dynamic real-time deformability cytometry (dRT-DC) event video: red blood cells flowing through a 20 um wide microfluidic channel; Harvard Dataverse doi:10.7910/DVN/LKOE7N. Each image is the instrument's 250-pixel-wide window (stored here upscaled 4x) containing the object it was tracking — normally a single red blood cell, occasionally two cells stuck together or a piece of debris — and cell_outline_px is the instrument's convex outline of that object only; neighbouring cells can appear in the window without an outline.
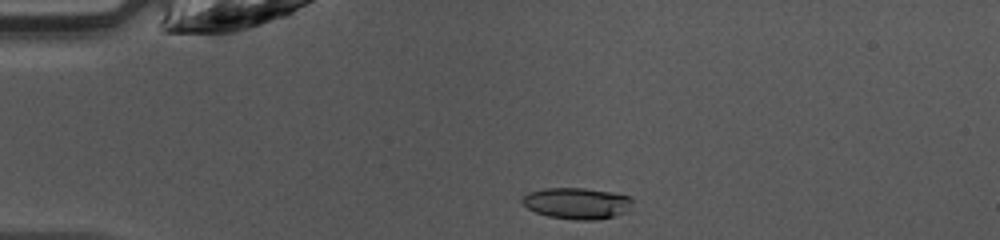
{"species": "common noctule bat (a hibernating species)", "species_latin": "Nyctalus noctula", "temperature_condition": "warm", "stored_images_in_passage": 35, "camera_frame_rate_fps": 3000, "um_per_image_px": 0.085, "animal": {"sex": "female", "body_mass_g": 10.0, "forearm_length_mm": 53.1}, "frame": {"image": 1, "passage_image": 1, "time_ms": 0.0, "image_size_px": [1000, 240], "cell_outline_px": [[632, 200], [628, 212], [596, 220], [576, 220], [548, 216], [536, 212], [528, 208], [520, 200], [528, 192], [544, 188], [584, 188], [612, 192], [628, 196]], "centroid_in_image_um": [49.03, 17.28], "position_along_channel_um": 36.0, "area_um2": 20.06}}
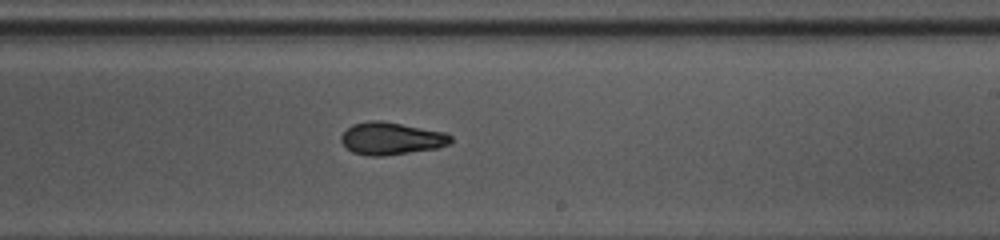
{"frame": {"image": 2, "passage_image": 19, "time_ms": 6.0, "image_size_px": [1000, 240], "cell_outline_px": [[452, 140], [448, 144], [436, 148], [384, 156], [368, 156], [352, 152], [340, 140], [340, 136], [352, 124], [372, 120], [380, 120], [448, 132], [452, 136]], "centroid_in_image_um": [33.27, 11.76], "position_along_channel_um": 255.7, "area_um2": 20.75}}
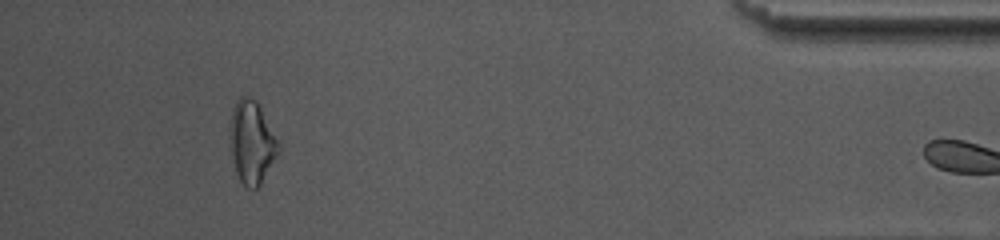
{"frame": {"image": 3, "passage_image": 34, "time_ms": 11.0, "image_size_px": [1000, 240], "cell_outline_px": [[280, 152], [260, 184], [256, 188], [248, 188], [240, 180], [236, 172], [228, 132], [228, 128], [232, 108], [236, 100], [240, 96], [248, 96], [256, 100], [280, 140]], "centroid_in_image_um": [21.41, 12.04], "position_along_channel_um": 413.8, "area_um2": 23.76}}